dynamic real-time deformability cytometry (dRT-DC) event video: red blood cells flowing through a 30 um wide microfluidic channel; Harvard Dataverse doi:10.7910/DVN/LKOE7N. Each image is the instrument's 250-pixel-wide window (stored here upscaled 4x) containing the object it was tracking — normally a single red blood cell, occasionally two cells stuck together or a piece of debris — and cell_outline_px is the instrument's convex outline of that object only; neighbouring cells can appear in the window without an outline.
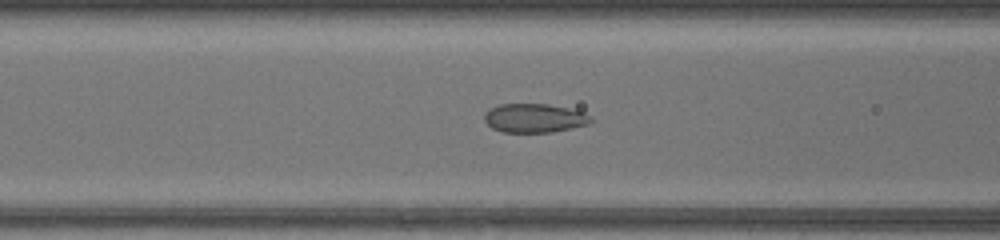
{"species": "common noctule bat (a hibernating species)", "species_latin": "Nyctalus noctula", "temperature_condition": "warm", "stored_images_in_passage": 33, "camera_frame_rate_fps": 3000, "um_per_image_px": 0.085, "animal": {"sex": "female", "body_mass_g": 17.0, "forearm_length_mm": 48.0}, "frame": {"image": 1, "passage_image": 12, "time_ms": 3.667, "image_size_px": [1000, 240], "cell_outline_px": [[592, 120], [588, 124], [552, 132], [504, 132], [492, 128], [484, 120], [484, 116], [492, 108], [500, 104], [548, 104], [568, 108], [584, 112]], "centroid_in_image_um": [45.42, 10.04], "position_along_channel_um": 121.2, "area_um2": 17.63}}
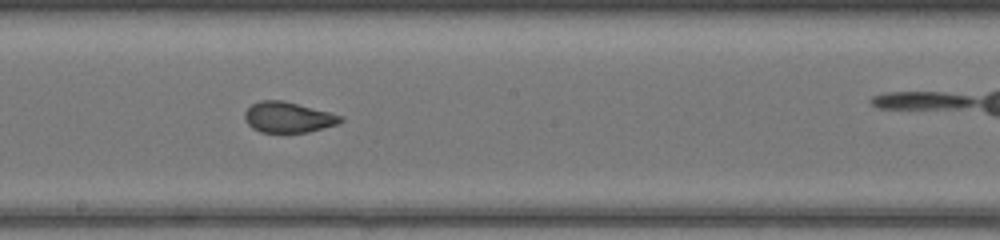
{"frame": {"image": 2, "passage_image": 19, "time_ms": 6.0, "image_size_px": [1000, 240], "cell_outline_px": [[344, 120], [336, 124], [308, 132], [260, 132], [252, 128], [248, 124], [244, 116], [244, 112], [252, 104], [260, 100], [280, 100], [344, 116]], "centroid_in_image_um": [24.46, 9.97], "position_along_channel_um": 223.7, "area_um2": 16.82}}
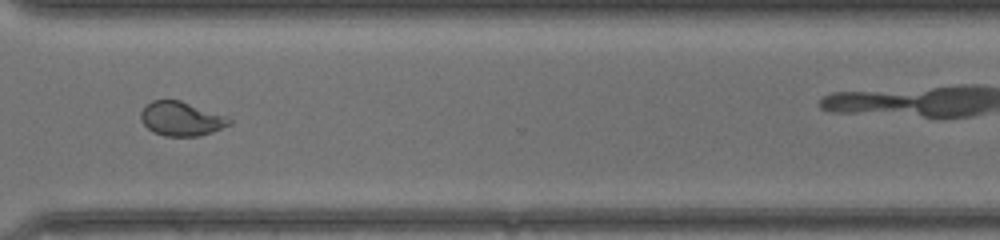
{"frame": {"image": 3, "passage_image": 28, "time_ms": 9.0, "image_size_px": [1000, 240], "cell_outline_px": [[232, 124], [212, 132], [200, 136], [164, 136], [148, 128], [144, 124], [140, 116], [140, 112], [152, 100], [180, 100], [224, 116], [232, 120]], "centroid_in_image_um": [15.41, 10.1], "position_along_channel_um": 355.2, "area_um2": 17.28}}